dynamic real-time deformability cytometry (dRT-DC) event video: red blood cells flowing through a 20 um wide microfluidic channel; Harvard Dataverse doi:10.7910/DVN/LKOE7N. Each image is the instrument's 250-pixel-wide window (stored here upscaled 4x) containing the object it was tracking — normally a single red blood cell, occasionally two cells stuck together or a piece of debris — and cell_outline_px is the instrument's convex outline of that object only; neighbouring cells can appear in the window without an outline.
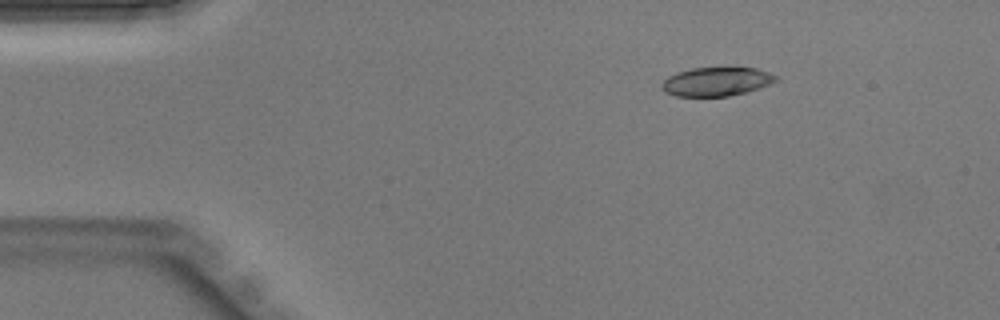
{"species": "Egyptian fruit bat (a non-hibernating species)", "species_latin": "Rousettus aegyptiacus", "temperature_condition": "warm", "stored_images_in_passage": 38, "camera_frame_rate_fps": 3000, "um_per_image_px": 0.085, "animal": {"sex": "male"}, "frame": {"image": 1, "passage_image": 1, "time_ms": 0.0, "image_size_px": [1000, 320], "cell_outline_px": [[776, 80], [760, 88], [748, 92], [728, 96], [676, 96], [664, 92], [660, 88], [660, 84], [668, 76], [676, 72], [692, 68], [756, 68], [768, 72], [776, 76]], "centroid_in_image_um": [60.84, 6.94], "position_along_channel_um": 24.2, "area_um2": 19.13}}
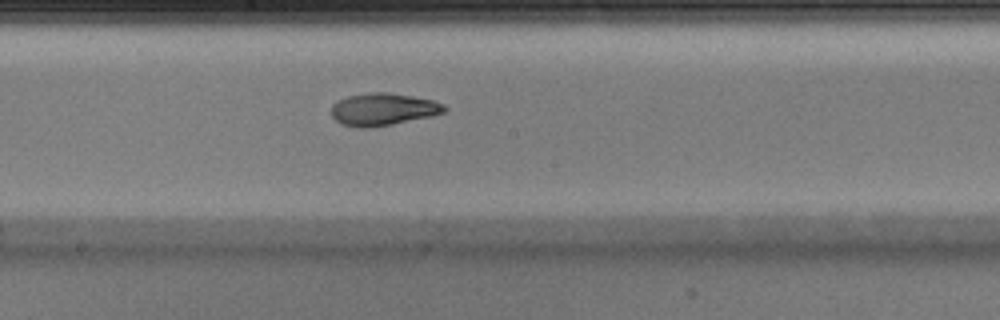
{"frame": {"image": 2, "passage_image": 18, "time_ms": 5.667, "image_size_px": [1000, 320], "cell_outline_px": [[448, 108], [444, 112], [432, 116], [392, 124], [364, 128], [356, 128], [340, 124], [332, 116], [332, 104], [336, 100], [348, 96], [372, 92], [388, 92], [412, 96], [432, 100], [444, 104]], "centroid_in_image_um": [32.54, 9.29], "position_along_channel_um": 215.7, "area_um2": 21.39}}
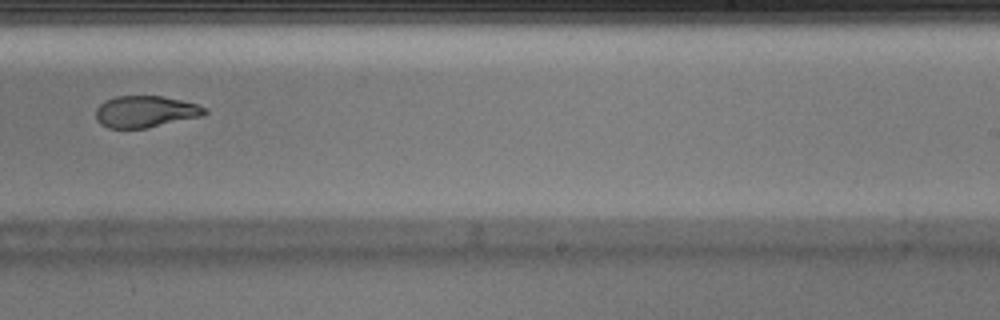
{"frame": {"image": 3, "passage_image": 22, "time_ms": 7.0, "image_size_px": [1000, 320], "cell_outline_px": [[208, 112], [200, 116], [144, 128], [108, 128], [100, 124], [96, 120], [96, 108], [104, 100], [116, 96], [160, 96], [180, 100], [196, 104], [208, 108]], "centroid_in_image_um": [12.31, 9.48], "position_along_channel_um": 276.7, "area_um2": 19.88}}